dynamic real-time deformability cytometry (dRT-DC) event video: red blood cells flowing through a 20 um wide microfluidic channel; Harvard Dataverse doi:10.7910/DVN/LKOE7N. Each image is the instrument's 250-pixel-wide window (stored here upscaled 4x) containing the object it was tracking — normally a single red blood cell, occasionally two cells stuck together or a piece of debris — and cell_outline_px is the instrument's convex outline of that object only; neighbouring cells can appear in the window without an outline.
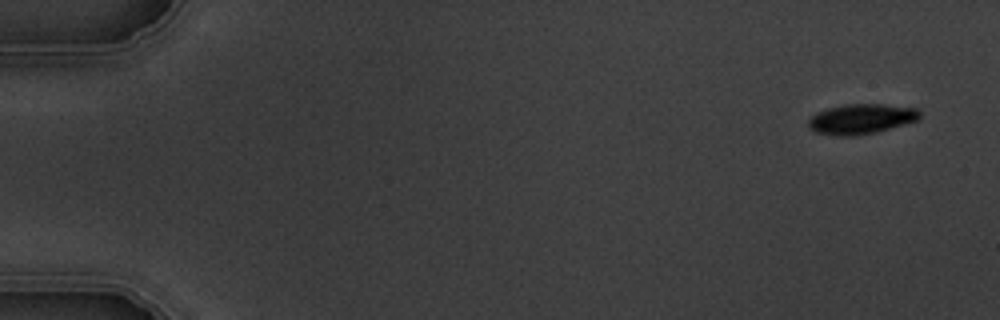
{"species": "common noctule bat (a hibernating species)", "species_latin": "Nyctalus noctula", "temperature_condition": "warm", "stored_images_in_passage": 7, "camera_frame_rate_fps": 3000, "um_per_image_px": 0.085, "animal": {"sex": "male", "body_mass_g": 19.5, "forearm_length_mm": 54.6}, "frame": {"image": 1, "passage_image": 1, "time_ms": 0.0, "image_size_px": [1000, 320], "cell_outline_px": [[920, 116], [916, 120], [904, 124], [876, 132], [856, 136], [840, 136], [816, 132], [808, 128], [808, 120], [816, 112], [828, 108], [844, 104], [880, 104], [916, 108], [920, 112]], "centroid_in_image_um": [73.16, 10.11], "position_along_channel_um": 11.8, "area_um2": 19.42}}
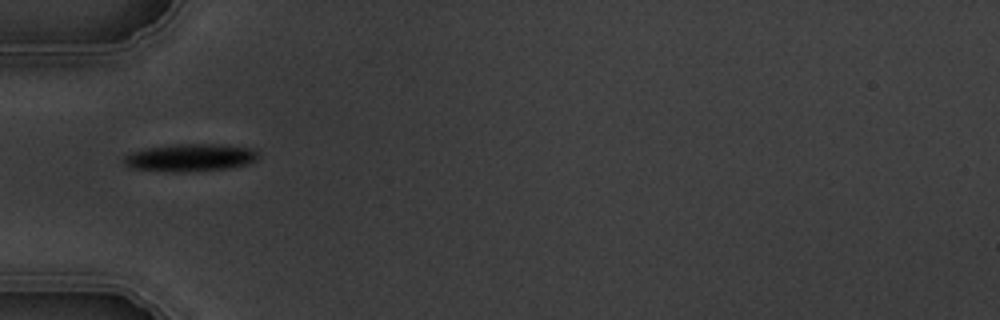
{"frame": {"image": 2, "passage_image": 5, "time_ms": 5.333, "image_size_px": [1000, 320], "cell_outline_px": [[260, 152], [256, 160], [248, 164], [232, 168], [184, 172], [172, 172], [132, 168], [124, 164], [124, 156], [128, 152], [148, 148], [172, 144], [228, 144], [252, 148]], "centroid_in_image_um": [16.21, 13.39], "position_along_channel_um": 68.8, "area_um2": 21.96}}